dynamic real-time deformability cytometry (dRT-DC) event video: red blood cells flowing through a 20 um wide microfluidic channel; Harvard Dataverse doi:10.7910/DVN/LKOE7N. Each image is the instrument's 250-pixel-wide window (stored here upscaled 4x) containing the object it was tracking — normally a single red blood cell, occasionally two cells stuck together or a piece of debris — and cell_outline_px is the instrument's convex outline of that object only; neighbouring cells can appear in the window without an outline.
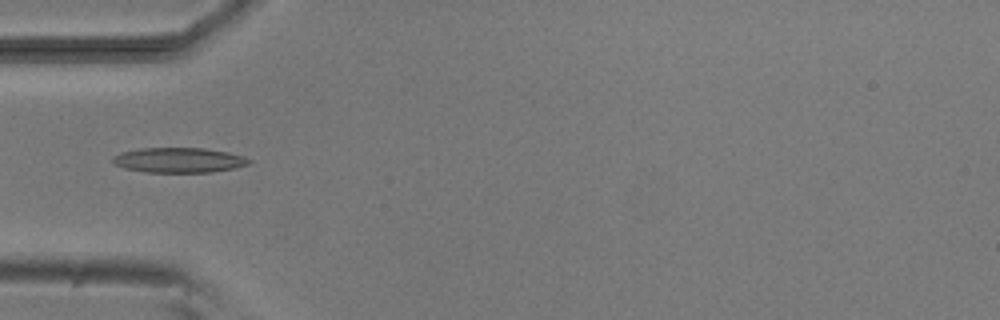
{"species": "common noctule bat (a hibernating species)", "species_latin": "Nyctalus noctula", "temperature_condition": "room temperature", "stored_images_in_passage": 8, "camera_frame_rate_fps": 3000, "um_per_image_px": 0.085, "animal": {"sex": "male", "body_mass_g": 20.5, "forearm_length_mm": 52.5}, "frame": {"image": 1, "passage_image": 5, "time_ms": 5.333, "image_size_px": [1000, 320], "cell_outline_px": [[252, 160], [248, 164], [232, 168], [212, 172], [144, 172], [124, 168], [116, 164], [112, 160], [112, 156], [120, 152], [140, 148], [204, 148], [228, 152], [244, 156]], "centroid_in_image_um": [15.18, 13.6], "position_along_channel_um": 69.8, "area_um2": 19.83}}
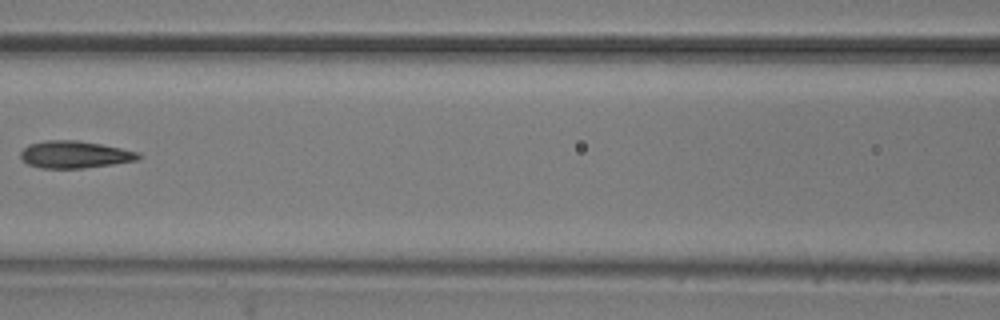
{"frame": {"image": 2, "passage_image": 7, "time_ms": 7.667, "image_size_px": [1000, 320], "cell_outline_px": [[144, 156], [136, 160], [112, 164], [84, 168], [40, 168], [28, 164], [20, 156], [20, 152], [28, 144], [48, 140], [76, 140], [100, 144], [140, 152]], "centroid_in_image_um": [6.36, 13.13], "position_along_channel_um": 160.2, "area_um2": 18.61}}
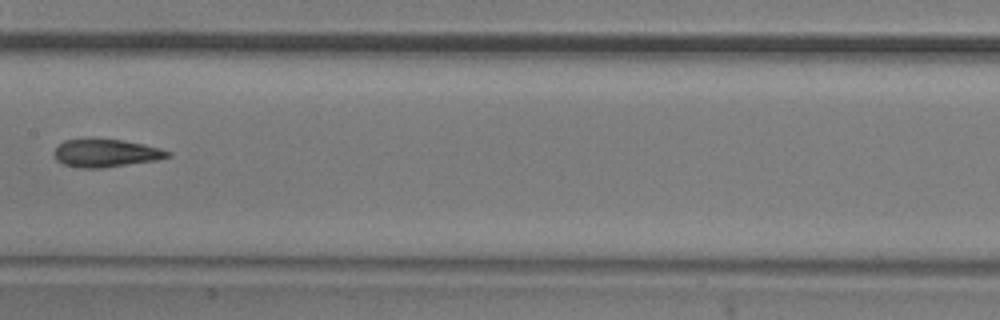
{"frame": {"image": 3, "passage_image": 8, "time_ms": 8.667, "image_size_px": [1000, 320], "cell_outline_px": [[172, 156], [156, 160], [104, 168], [80, 168], [64, 164], [56, 160], [52, 152], [64, 140], [124, 140], [144, 144], [160, 148], [172, 152]], "centroid_in_image_um": [9.03, 13.03], "position_along_channel_um": 198.4, "area_um2": 18.32}}